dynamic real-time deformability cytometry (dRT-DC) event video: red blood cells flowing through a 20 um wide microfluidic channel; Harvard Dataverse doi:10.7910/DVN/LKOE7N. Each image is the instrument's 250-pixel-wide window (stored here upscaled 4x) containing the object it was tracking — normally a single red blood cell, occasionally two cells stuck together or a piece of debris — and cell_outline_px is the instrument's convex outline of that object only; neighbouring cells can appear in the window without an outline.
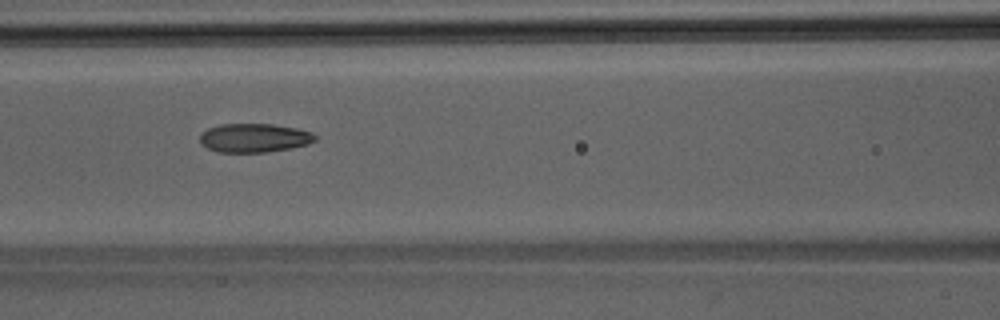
{"species": "Egyptian fruit bat (a non-hibernating species)", "species_latin": "Rousettus aegyptiacus", "temperature_condition": "room temperature", "stored_images_in_passage": 8, "camera_frame_rate_fps": 3000, "um_per_image_px": 0.085, "animal": {"sex": "male"}, "frame": {"image": 1, "passage_image": 6, "time_ms": 1.667, "image_size_px": [1000, 320], "cell_outline_px": [[316, 140], [308, 144], [292, 148], [264, 152], [216, 152], [200, 144], [200, 132], [208, 128], [220, 124], [272, 124], [296, 128], [312, 132], [316, 136]], "centroid_in_image_um": [21.59, 11.72], "position_along_channel_um": 145.0, "area_um2": 19.48}}
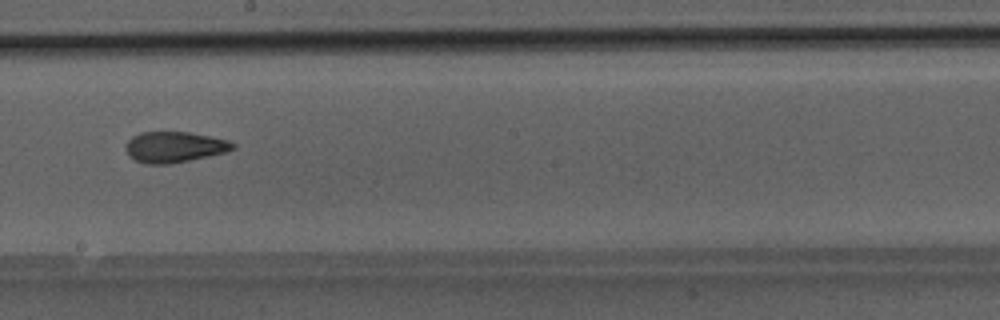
{"frame": {"image": 2, "passage_image": 8, "time_ms": 2.333, "image_size_px": [1000, 320], "cell_outline_px": [[236, 148], [224, 152], [188, 160], [168, 164], [148, 164], [136, 160], [124, 148], [124, 144], [132, 136], [140, 132], [188, 132], [228, 140], [236, 144]], "centroid_in_image_um": [14.8, 12.48], "position_along_channel_um": 233.4, "area_um2": 18.96}}